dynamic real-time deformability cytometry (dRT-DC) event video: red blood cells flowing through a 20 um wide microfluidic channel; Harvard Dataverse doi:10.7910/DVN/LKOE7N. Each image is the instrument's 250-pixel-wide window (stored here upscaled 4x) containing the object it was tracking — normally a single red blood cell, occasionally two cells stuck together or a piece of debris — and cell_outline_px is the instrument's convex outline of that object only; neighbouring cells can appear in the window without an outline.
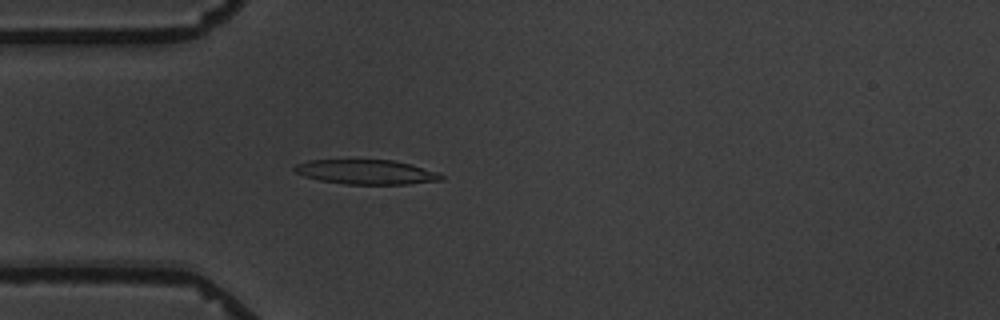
{"species": "common noctule bat (a hibernating species)", "species_latin": "Nyctalus noctula", "temperature_condition": "warm", "stored_images_in_passage": 4, "camera_frame_rate_fps": 3000, "um_per_image_px": 0.085, "animal": {"sex": "male", "body_mass_g": 19.5, "forearm_length_mm": 54.6}, "frame": {"image": 1, "passage_image": 4, "time_ms": 4.667, "image_size_px": [1000, 320], "cell_outline_px": [[444, 180], [408, 184], [348, 184], [320, 180], [304, 176], [296, 172], [292, 168], [296, 164], [308, 160], [392, 160], [440, 172], [444, 176]], "centroid_in_image_um": [31.16, 14.62], "position_along_channel_um": 53.8, "area_um2": 20.92}}